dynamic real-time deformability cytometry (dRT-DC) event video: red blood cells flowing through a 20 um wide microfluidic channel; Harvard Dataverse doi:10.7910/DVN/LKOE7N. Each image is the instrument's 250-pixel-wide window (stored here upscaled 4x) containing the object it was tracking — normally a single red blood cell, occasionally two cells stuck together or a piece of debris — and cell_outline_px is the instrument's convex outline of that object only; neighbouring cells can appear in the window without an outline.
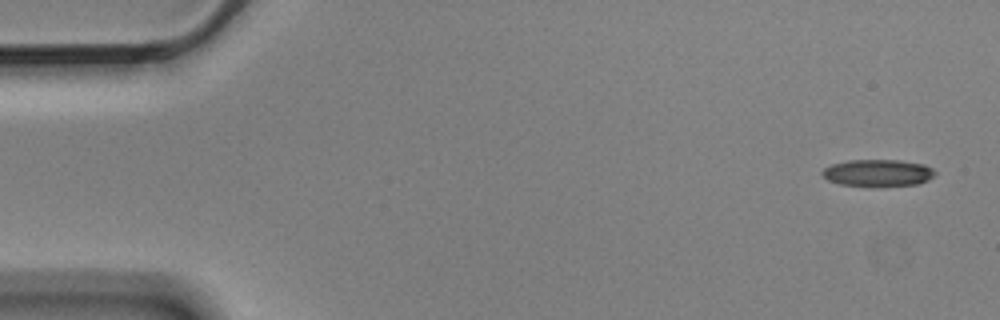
{"species": "Egyptian fruit bat (a non-hibernating species)", "species_latin": "Rousettus aegyptiacus", "temperature_condition": "cold", "stored_images_in_passage": 5, "camera_frame_rate_fps": 3000, "um_per_image_px": 0.085, "animal": {"sex": "male"}, "frame": {"image": 1, "passage_image": 1, "time_ms": 0.0, "image_size_px": [1000, 320], "cell_outline_px": [[936, 172], [928, 180], [916, 184], [880, 188], [868, 188], [840, 184], [828, 180], [820, 172], [824, 168], [832, 164], [848, 160], [896, 160], [924, 164], [932, 168]], "centroid_in_image_um": [74.6, 14.73], "position_along_channel_um": 10.4, "area_um2": 18.21}}
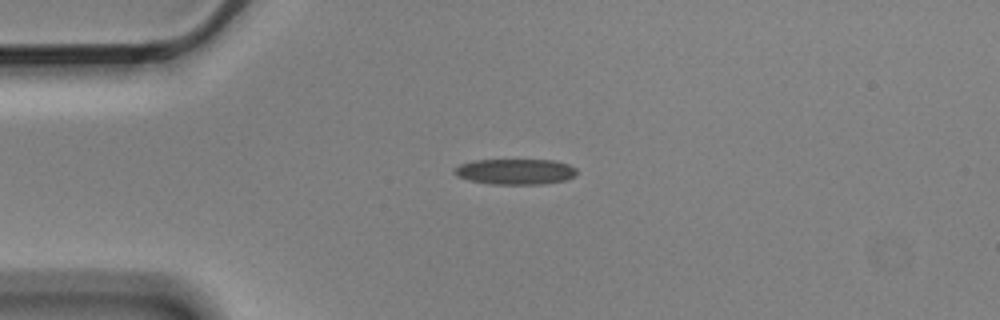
{"frame": {"image": 2, "passage_image": 4, "time_ms": 1.0, "image_size_px": [1000, 320], "cell_outline_px": [[576, 176], [568, 180], [544, 184], [492, 184], [468, 180], [456, 176], [452, 172], [452, 168], [460, 164], [476, 160], [556, 160], [568, 164], [576, 168]], "centroid_in_image_um": [43.8, 14.59], "position_along_channel_um": 41.2, "area_um2": 18.55}}
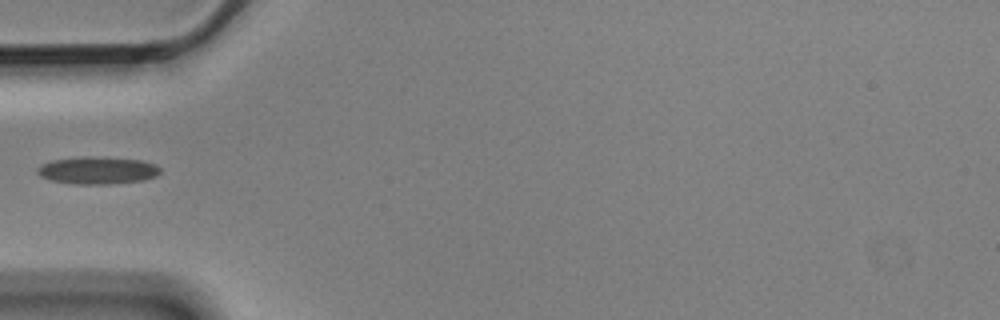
{"frame": {"image": 3, "passage_image": 5, "time_ms": 1.333, "image_size_px": [1000, 320], "cell_outline_px": [[160, 172], [156, 176], [144, 180], [108, 184], [76, 184], [48, 180], [40, 176], [36, 172], [36, 168], [40, 164], [52, 160], [84, 156], [104, 156], [140, 160], [156, 164], [160, 168]], "centroid_in_image_um": [8.26, 14.47], "position_along_channel_um": 76.7, "area_um2": 19.94}}